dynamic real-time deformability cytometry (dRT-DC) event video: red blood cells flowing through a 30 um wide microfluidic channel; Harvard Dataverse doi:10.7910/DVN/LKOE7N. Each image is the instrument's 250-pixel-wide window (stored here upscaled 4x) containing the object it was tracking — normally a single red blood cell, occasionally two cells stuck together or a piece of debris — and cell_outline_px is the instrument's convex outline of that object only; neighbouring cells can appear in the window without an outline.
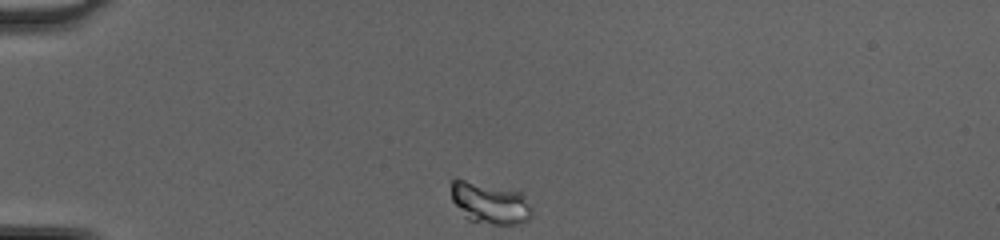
{"species": "common noctule bat (a hibernating species)", "species_latin": "Nyctalus noctula", "temperature_condition": "cold", "stored_images_in_passage": 38, "camera_frame_rate_fps": 3000, "um_per_image_px": 0.085, "animal": {"sex": "female", "body_mass_g": 20.0, "forearm_length_mm": 54.0}, "frame": {"image": 1, "passage_image": 1, "time_ms": 0.0, "image_size_px": [1000, 240], "cell_outline_px": [[532, 216], [528, 220], [516, 224], [492, 224], [468, 220], [464, 216], [452, 200], [452, 180], [456, 176], [520, 192], [524, 196], [532, 212]], "centroid_in_image_um": [41.6, 17.23], "position_along_channel_um": 43.4, "area_um2": 19.59}}
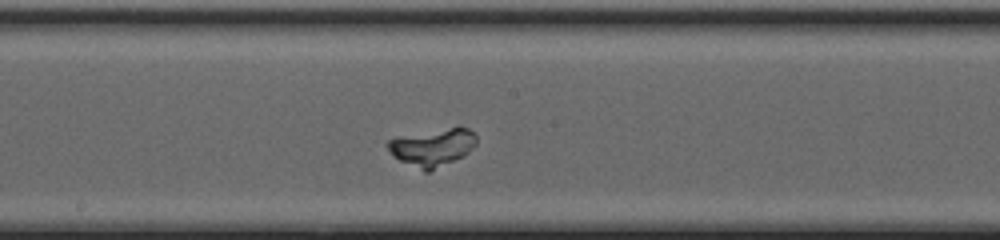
{"frame": {"image": 2, "passage_image": 16, "time_ms": 5.0, "image_size_px": [1000, 240], "cell_outline_px": [[476, 144], [464, 156], [428, 172], [424, 172], [400, 160], [384, 144], [388, 140], [456, 124], [460, 124], [468, 128], [476, 136]], "centroid_in_image_um": [36.83, 12.48], "position_along_channel_um": 211.4, "area_um2": 19.54}}
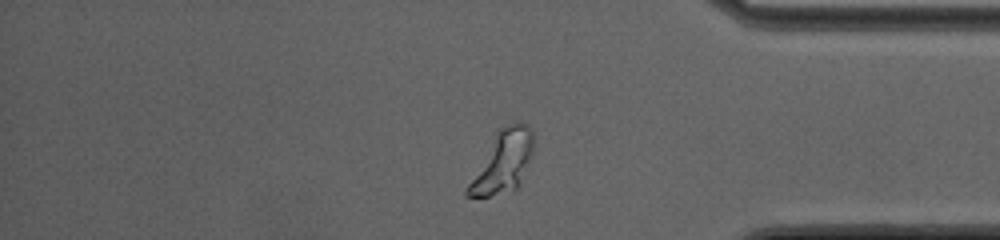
{"frame": {"image": 3, "passage_image": 30, "time_ms": 9.667, "image_size_px": [1000, 240], "cell_outline_px": [[532, 152], [520, 184], [516, 188], [488, 196], [464, 196], [464, 192], [496, 128], [520, 120], [528, 124], [532, 128]], "centroid_in_image_um": [42.72, 13.68], "position_along_channel_um": 392.5, "area_um2": 23.58}}